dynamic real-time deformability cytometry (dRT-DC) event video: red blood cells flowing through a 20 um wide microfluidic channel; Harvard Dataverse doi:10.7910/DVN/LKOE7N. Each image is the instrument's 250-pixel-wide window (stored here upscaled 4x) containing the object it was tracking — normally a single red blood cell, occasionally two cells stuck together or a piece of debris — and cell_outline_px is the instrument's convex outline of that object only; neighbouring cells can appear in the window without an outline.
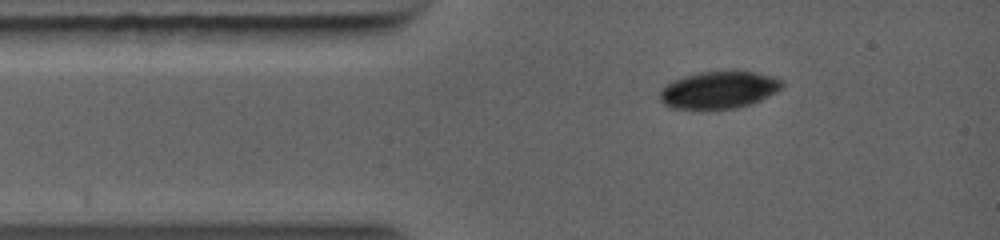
{"species": "common noctule bat (a hibernating species)", "species_latin": "Nyctalus noctula", "temperature_condition": "warm", "stored_images_in_passage": 4, "camera_frame_rate_fps": 5000, "um_per_image_px": 0.085, "animal": {"sex": "female", "body_mass_g": 19.0, "forearm_length_mm": 56.7}, "frame": {"image": 1, "passage_image": 1, "time_ms": 0.0, "image_size_px": [1000, 240], "cell_outline_px": [[784, 88], [760, 100], [736, 108], [672, 108], [664, 104], [660, 100], [660, 92], [668, 84], [684, 76], [700, 72], [752, 72], [772, 76], [784, 80]], "centroid_in_image_um": [61.15, 7.64], "position_along_channel_um": 23.8, "area_um2": 25.95}}
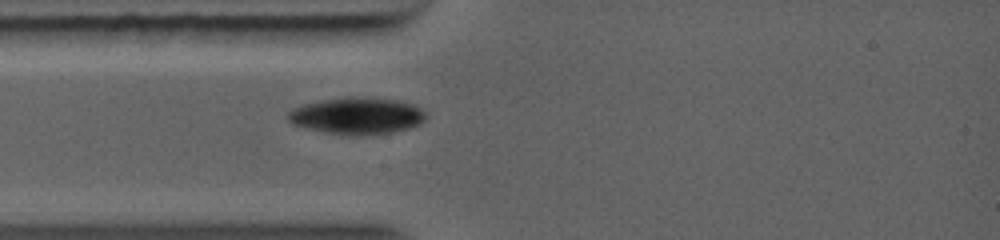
{"frame": {"image": 2, "passage_image": 3, "time_ms": 1.2, "image_size_px": [1000, 240], "cell_outline_px": [[424, 120], [420, 124], [408, 128], [392, 132], [360, 136], [348, 136], [324, 132], [292, 124], [288, 120], [288, 112], [292, 108], [300, 104], [344, 96], [368, 96], [396, 100], [416, 104], [424, 112]], "centroid_in_image_um": [30.32, 9.83], "position_along_channel_um": 54.7, "area_um2": 30.06}}
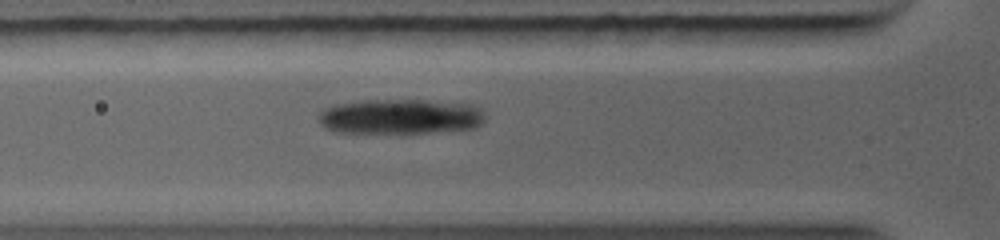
{"frame": {"image": 3, "passage_image": 4, "time_ms": 2.0, "image_size_px": [1000, 240], "cell_outline_px": [[484, 120], [476, 128], [432, 132], [332, 132], [324, 128], [316, 120], [320, 112], [324, 108], [336, 104], [364, 100], [424, 100], [468, 104], [480, 108], [484, 112]], "centroid_in_image_um": [33.98, 9.9], "position_along_channel_um": 91.8, "area_um2": 34.04}}